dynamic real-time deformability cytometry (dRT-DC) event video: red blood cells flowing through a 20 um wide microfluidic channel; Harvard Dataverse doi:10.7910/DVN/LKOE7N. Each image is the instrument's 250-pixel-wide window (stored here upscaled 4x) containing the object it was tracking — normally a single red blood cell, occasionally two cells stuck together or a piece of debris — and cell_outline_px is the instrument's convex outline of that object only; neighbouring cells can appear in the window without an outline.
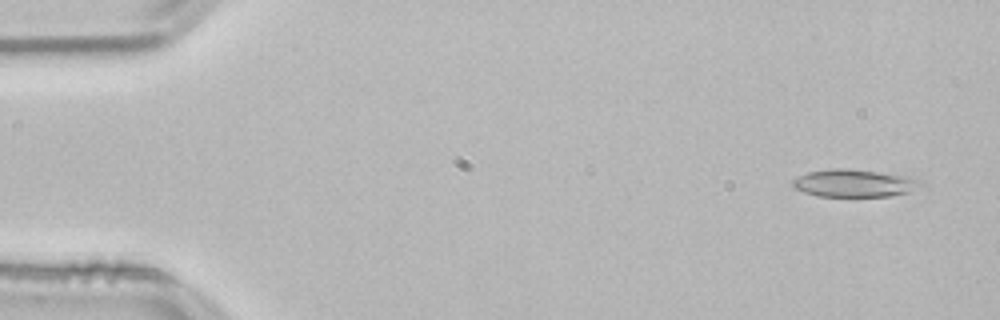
{"species": "common noctule bat (a hibernating species)", "species_latin": "Nyctalus noctula", "temperature_condition": "room temperature", "stored_images_in_passage": 53, "camera_frame_rate_fps": 3000, "um_per_image_px": 0.085, "animal": {"sex": "male", "body_mass_g": 21.5, "forearm_length_mm": 52.0}, "frame": {"image": 1, "passage_image": 3, "time_ms": 0.667, "image_size_px": [1000, 320], "cell_outline_px": [[924, 184], [912, 192], [888, 196], [816, 196], [804, 192], [796, 188], [792, 184], [792, 180], [808, 172], [836, 168], [840, 168], [876, 172], [908, 176], [920, 180]], "centroid_in_image_um": [72.65, 15.58], "position_along_channel_um": 12.4, "area_um2": 20.35}}
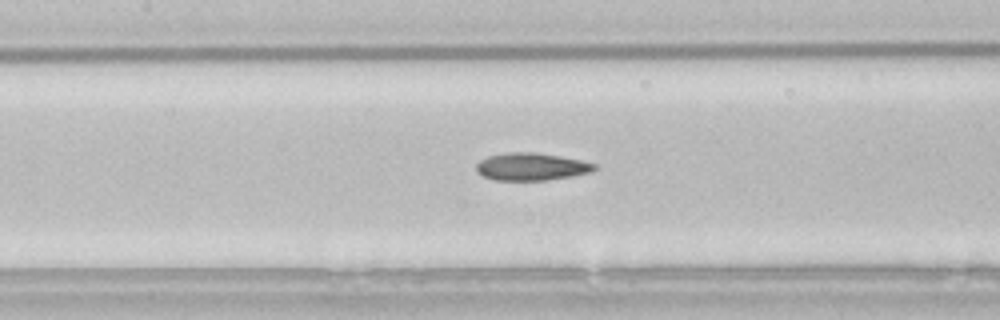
{"frame": {"image": 2, "passage_image": 24, "time_ms": 7.667, "image_size_px": [1000, 320], "cell_outline_px": [[596, 168], [588, 172], [572, 176], [544, 180], [496, 180], [484, 176], [476, 172], [476, 164], [480, 160], [488, 156], [508, 152], [532, 152], [560, 156], [580, 160], [596, 164]], "centroid_in_image_um": [45.12, 14.16], "position_along_channel_um": 162.3, "area_um2": 18.73}}
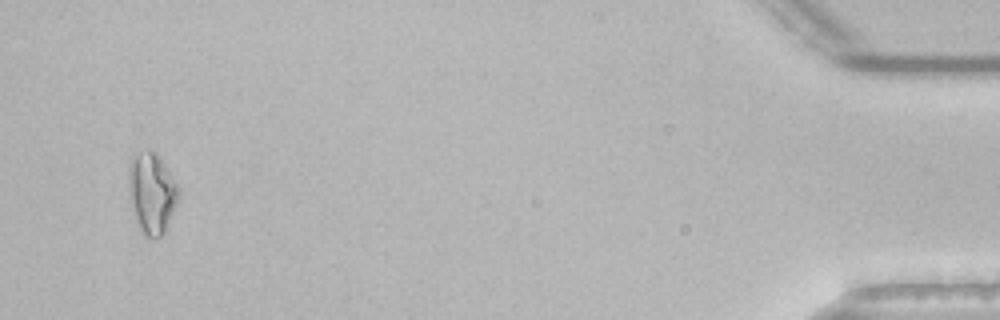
{"frame": {"image": 3, "passage_image": 51, "time_ms": 16.667, "image_size_px": [1000, 320], "cell_outline_px": [[180, 188], [176, 200], [164, 232], [160, 236], [152, 240], [144, 236], [140, 232], [132, 208], [128, 188], [128, 168], [132, 160], [140, 152], [156, 152]], "centroid_in_image_um": [12.87, 16.45], "position_along_channel_um": 422.3, "area_um2": 23.0}, "authors_computed_cell_mechanics": {"area_um2": 19.1318, "velocity_mm_per_s": 3.831, "shape_relaxation_time_tau1_ms": null, "shape_relaxation_time_tau2_ms": 3.4389, "deformation_change_tau1": null, "deformation_change_tau2": 0.1062}}